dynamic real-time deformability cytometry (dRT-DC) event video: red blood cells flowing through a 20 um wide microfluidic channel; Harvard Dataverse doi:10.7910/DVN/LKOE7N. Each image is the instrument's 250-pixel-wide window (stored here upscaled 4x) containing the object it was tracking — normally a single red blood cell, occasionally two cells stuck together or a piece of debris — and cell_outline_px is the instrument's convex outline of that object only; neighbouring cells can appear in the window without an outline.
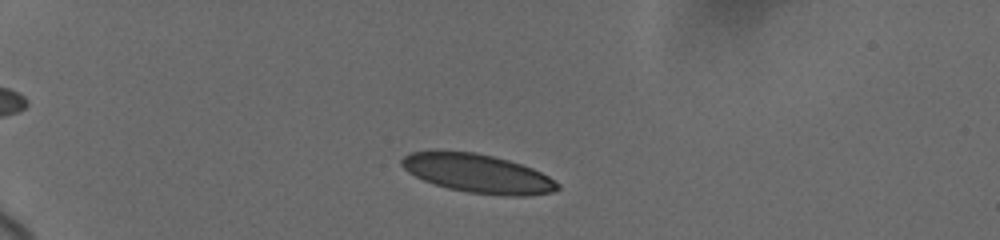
{"species": "human", "species_latin": "Homo sapiens", "temperature_condition": "cold", "stored_images_in_passage": 37, "camera_frame_rate_fps": 3000, "um_per_image_px": 0.085, "donor": {"sex": "female"}, "frame": {"image": 1, "passage_image": 3, "time_ms": 1.333, "image_size_px": [1000, 240], "cell_outline_px": [[560, 188], [552, 192], [524, 196], [508, 196], [468, 192], [448, 188], [424, 180], [408, 172], [400, 164], [400, 160], [408, 152], [476, 152], [508, 160], [532, 168], [548, 176], [560, 184]], "centroid_in_image_um": [40.63, 14.75], "position_along_channel_um": 44.4, "area_um2": 34.68}}
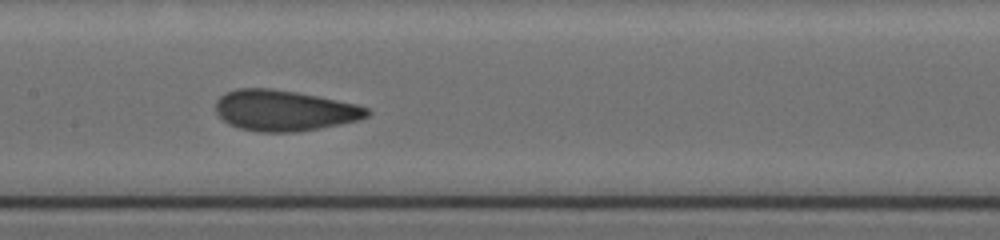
{"frame": {"image": 2, "passage_image": 17, "time_ms": 6.667, "image_size_px": [1000, 240], "cell_outline_px": [[372, 112], [368, 116], [360, 120], [320, 128], [296, 132], [260, 132], [240, 128], [228, 124], [216, 112], [216, 100], [220, 96], [236, 88], [272, 88], [296, 92], [356, 104], [368, 108]], "centroid_in_image_um": [24.17, 9.39], "position_along_channel_um": 183.2, "area_um2": 35.95}}
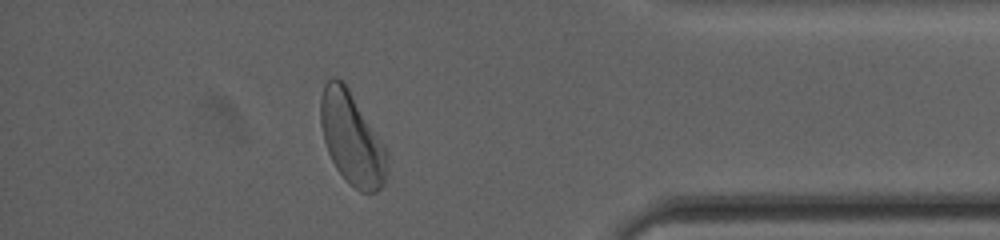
{"frame": {"image": 3, "passage_image": 32, "time_ms": 13.333, "image_size_px": [1000, 240], "cell_outline_px": [[388, 176], [384, 184], [376, 192], [360, 192], [348, 184], [336, 168], [328, 152], [324, 140], [320, 124], [320, 100], [324, 84], [332, 76], [336, 76], [344, 80], [388, 152]], "centroid_in_image_um": [29.91, 11.78], "position_along_channel_um": 405.3, "area_um2": 36.24}, "authors_computed_cell_mechanics": {"area_um2": 35.7204, "velocity_mm_per_s": 3.6692, "shape_relaxation_time_tau1_ms": 4.9874, "shape_relaxation_time_tau2_ms": 1.0943, "deformation_change_tau1": 0.1445, "deformation_change_tau2": 0.0539}}